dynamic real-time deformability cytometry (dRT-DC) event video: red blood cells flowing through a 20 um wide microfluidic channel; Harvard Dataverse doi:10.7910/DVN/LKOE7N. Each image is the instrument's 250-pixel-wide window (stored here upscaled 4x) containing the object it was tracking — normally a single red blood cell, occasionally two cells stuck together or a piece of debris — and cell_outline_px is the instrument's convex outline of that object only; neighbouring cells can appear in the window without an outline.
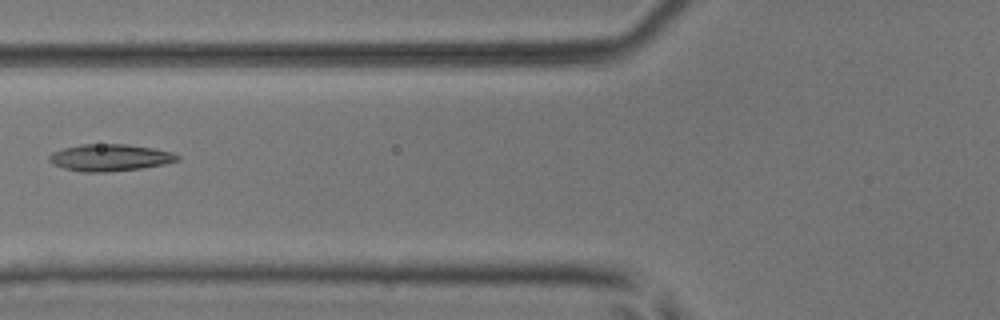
{"species": "common noctule bat (a hibernating species)", "species_latin": "Nyctalus noctula", "temperature_condition": "room temperature", "stored_images_in_passage": 6, "camera_frame_rate_fps": 3000, "um_per_image_px": 0.085, "animal": {"sex": "male", "body_mass_g": 17.9, "forearm_length_mm": 54.2}, "frame": {"image": 1, "passage_image": 6, "time_ms": 1.667, "image_size_px": [1000, 320], "cell_outline_px": [[180, 160], [164, 164], [140, 168], [108, 172], [80, 172], [64, 168], [52, 164], [48, 160], [48, 156], [52, 152], [64, 148], [80, 144], [128, 144], [152, 148], [172, 152], [180, 156]], "centroid_in_image_um": [9.32, 13.39], "position_along_channel_um": 116.5, "area_um2": 20.17}}